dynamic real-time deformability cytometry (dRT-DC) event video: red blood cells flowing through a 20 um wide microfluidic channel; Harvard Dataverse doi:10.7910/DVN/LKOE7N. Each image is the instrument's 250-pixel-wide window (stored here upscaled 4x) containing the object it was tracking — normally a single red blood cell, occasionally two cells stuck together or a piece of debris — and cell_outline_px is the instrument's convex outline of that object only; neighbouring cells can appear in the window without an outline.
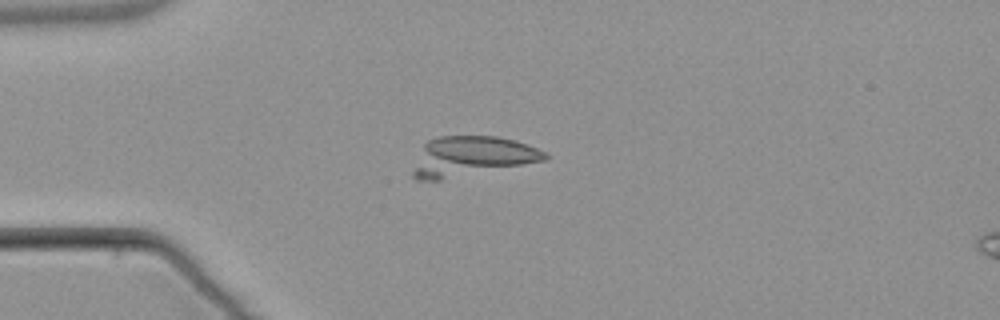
{"species": "common noctule bat (a hibernating species)", "species_latin": "Nyctalus noctula", "temperature_condition": "warm", "stored_images_in_passage": 5, "camera_frame_rate_fps": 3000, "um_per_image_px": 0.085, "animal": {"sex": "male", "body_mass_g": 21.5, "forearm_length_mm": 52.0}, "frame": {"image": 1, "passage_image": 4, "time_ms": 3.667, "image_size_px": [1000, 320], "cell_outline_px": [[548, 156], [544, 160], [440, 180], [416, 180], [412, 176], [412, 172], [424, 144], [428, 140], [436, 136], [496, 136], [516, 140], [548, 152]], "centroid_in_image_um": [40.07, 13.27], "position_along_channel_um": 44.9, "area_um2": 30.23}}